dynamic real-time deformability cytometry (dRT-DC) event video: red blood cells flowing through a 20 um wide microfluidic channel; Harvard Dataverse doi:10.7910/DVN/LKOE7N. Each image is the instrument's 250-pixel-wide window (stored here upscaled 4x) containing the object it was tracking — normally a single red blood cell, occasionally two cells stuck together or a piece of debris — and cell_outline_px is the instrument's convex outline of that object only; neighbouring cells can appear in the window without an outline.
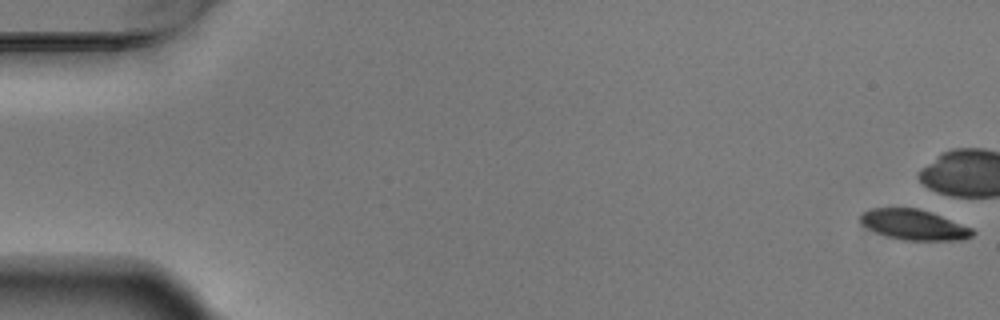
{"species": "Egyptian fruit bat (a non-hibernating species)", "species_latin": "Rousettus aegyptiacus", "temperature_condition": "warm", "stored_images_in_passage": 5, "camera_frame_rate_fps": 3000, "um_per_image_px": 0.085, "animal": {"sex": "male"}, "frame": {"image": 1, "passage_image": 1, "time_ms": 0.0, "image_size_px": [1000, 320], "cell_outline_px": [[976, 232], [972, 236], [964, 240], [904, 240], [888, 236], [876, 232], [860, 224], [860, 212], [868, 208], [916, 208], [940, 216], [972, 228]], "centroid_in_image_um": [77.64, 19.1], "position_along_channel_um": 7.4, "area_um2": 19.71}}